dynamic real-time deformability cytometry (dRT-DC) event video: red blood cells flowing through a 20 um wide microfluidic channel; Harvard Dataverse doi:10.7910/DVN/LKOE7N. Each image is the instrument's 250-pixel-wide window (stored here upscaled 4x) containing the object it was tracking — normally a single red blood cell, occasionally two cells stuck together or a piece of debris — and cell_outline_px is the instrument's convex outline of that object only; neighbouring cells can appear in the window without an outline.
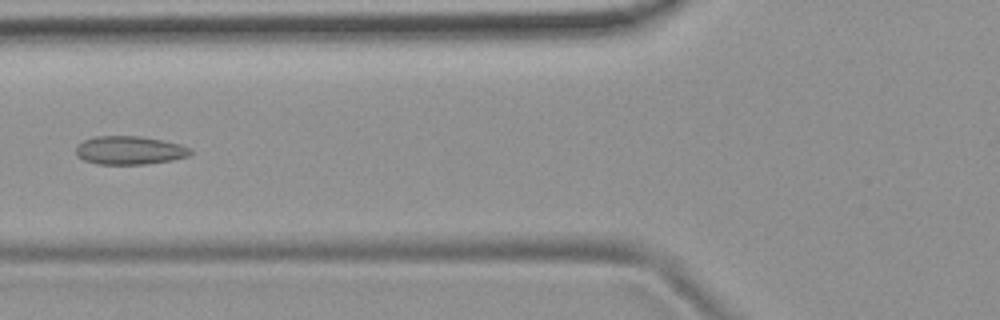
{"species": "common noctule bat (a hibernating species)", "species_latin": "Nyctalus noctula", "temperature_condition": "room temperature", "stored_images_in_passage": 6, "camera_frame_rate_fps": 3000, "um_per_image_px": 0.085, "animal": {"sex": "female", "body_mass_g": 19.9}, "frame": {"image": 1, "passage_image": 5, "time_ms": 1.333, "image_size_px": [1000, 320], "cell_outline_px": [[192, 152], [188, 156], [172, 160], [144, 164], [100, 164], [84, 160], [76, 156], [76, 148], [84, 140], [92, 136], [140, 136], [180, 144], [192, 148]], "centroid_in_image_um": [11.01, 12.77], "position_along_channel_um": 114.8, "area_um2": 18.9}}
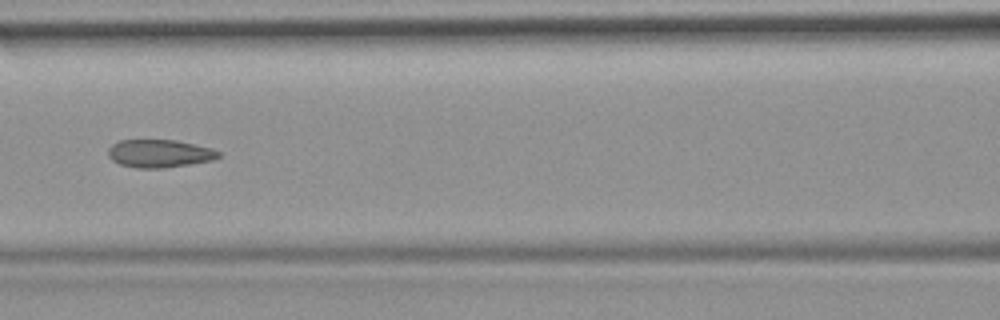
{"frame": {"image": 2, "passage_image": 6, "time_ms": 1.667, "image_size_px": [1000, 320], "cell_outline_px": [[220, 156], [212, 160], [164, 168], [136, 168], [120, 164], [112, 160], [108, 156], [108, 148], [112, 144], [120, 140], [176, 140], [212, 148], [220, 152]], "centroid_in_image_um": [13.53, 13.04], "position_along_channel_um": 153.1, "area_um2": 17.92}}